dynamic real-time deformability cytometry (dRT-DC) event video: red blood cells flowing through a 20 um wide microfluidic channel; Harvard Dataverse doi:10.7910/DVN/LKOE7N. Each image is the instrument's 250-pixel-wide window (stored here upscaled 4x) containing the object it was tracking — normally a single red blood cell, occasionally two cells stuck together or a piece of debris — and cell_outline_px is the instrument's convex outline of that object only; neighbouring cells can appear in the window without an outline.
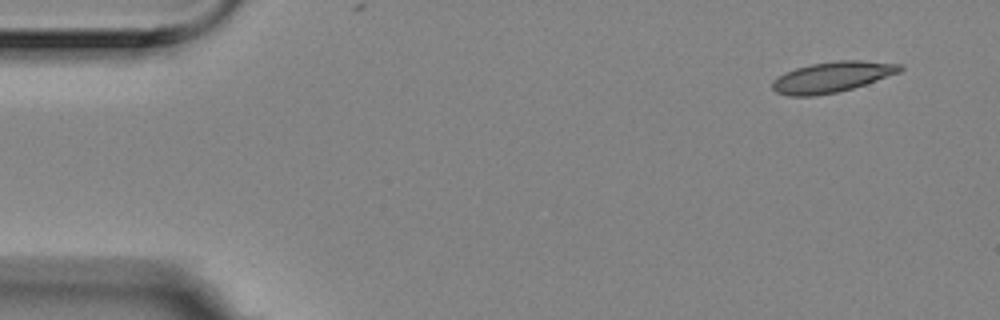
{"species": "Egyptian fruit bat (a non-hibernating species)", "species_latin": "Rousettus aegyptiacus", "temperature_condition": "room temperature", "stored_images_in_passage": 4, "camera_frame_rate_fps": 3000, "um_per_image_px": 0.085, "animal": {"sex": "female"}, "frame": {"image": 1, "passage_image": 1, "time_ms": 0.0, "image_size_px": [1000, 320], "cell_outline_px": [[904, 68], [900, 72], [852, 88], [836, 92], [816, 96], [788, 96], [776, 92], [772, 88], [772, 80], [776, 76], [784, 72], [796, 68], [812, 64], [836, 60], [860, 60], [904, 64]], "centroid_in_image_um": [70.7, 6.54], "position_along_channel_um": 14.3, "area_um2": 22.83}}
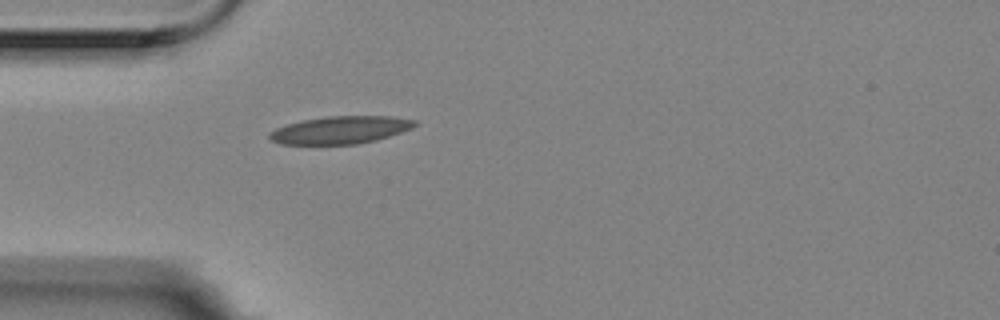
{"frame": {"image": 2, "passage_image": 4, "time_ms": 1.0, "image_size_px": [1000, 320], "cell_outline_px": [[420, 124], [412, 128], [376, 140], [356, 144], [280, 144], [272, 140], [268, 136], [268, 132], [276, 128], [300, 120], [328, 116], [392, 116], [416, 120]], "centroid_in_image_um": [28.94, 11.04], "position_along_channel_um": 56.1, "area_um2": 23.41}}